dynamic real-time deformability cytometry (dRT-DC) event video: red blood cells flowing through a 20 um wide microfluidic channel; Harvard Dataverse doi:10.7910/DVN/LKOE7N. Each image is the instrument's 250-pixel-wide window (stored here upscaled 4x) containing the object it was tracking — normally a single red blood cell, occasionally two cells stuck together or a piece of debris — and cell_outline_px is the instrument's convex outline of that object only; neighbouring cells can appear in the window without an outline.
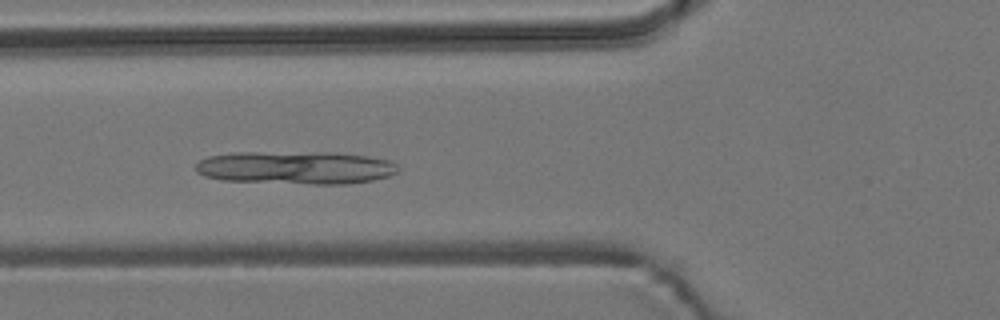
{"species": "common noctule bat (a hibernating species)", "species_latin": "Nyctalus noctula", "temperature_condition": "room temperature", "stored_images_in_passage": 5, "camera_frame_rate_fps": 3000, "um_per_image_px": 0.085, "animal": {"sex": "male", "body_mass_g": 19.2, "forearm_length_mm": 51.8}, "frame": {"image": 1, "passage_image": 5, "time_ms": 4.333, "image_size_px": [1000, 320], "cell_outline_px": [[400, 168], [396, 172], [388, 176], [372, 180], [348, 184], [312, 184], [224, 180], [204, 176], [196, 172], [196, 164], [200, 160], [208, 156], [236, 152], [336, 152], [368, 156], [388, 160], [396, 164]], "centroid_in_image_um": [25.14, 14.24], "position_along_channel_um": 100.7, "area_um2": 39.07}}